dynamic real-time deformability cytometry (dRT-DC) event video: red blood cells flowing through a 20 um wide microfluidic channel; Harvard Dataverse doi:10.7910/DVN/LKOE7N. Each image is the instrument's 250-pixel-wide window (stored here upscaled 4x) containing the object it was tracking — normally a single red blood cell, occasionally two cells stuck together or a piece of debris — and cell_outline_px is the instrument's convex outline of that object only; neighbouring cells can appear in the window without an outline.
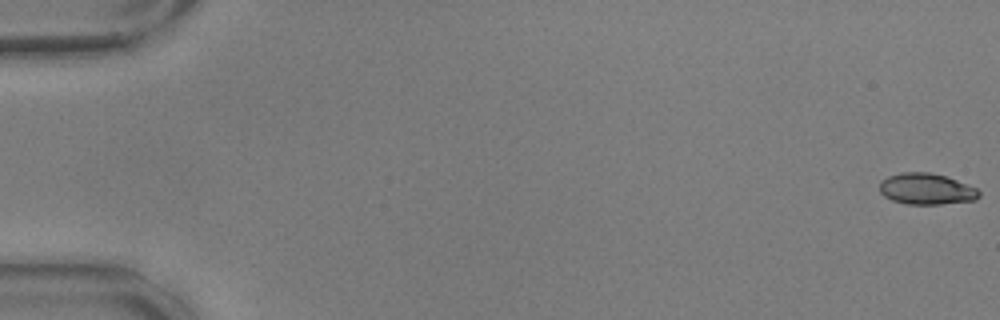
{"species": "common noctule bat (a hibernating species)", "species_latin": "Nyctalus noctula", "temperature_condition": "warm", "stored_images_in_passage": 16, "camera_frame_rate_fps": 3000, "um_per_image_px": 0.085, "animal": {"sex": "male", "body_mass_g": 17.9, "forearm_length_mm": 54.2}, "frame": {"image": 1, "passage_image": 1, "time_ms": 0.0, "image_size_px": [1000, 320], "cell_outline_px": [[980, 196], [976, 200], [940, 204], [908, 204], [892, 200], [884, 196], [880, 192], [880, 180], [888, 176], [904, 172], [932, 172], [948, 176], [976, 188], [980, 192]], "centroid_in_image_um": [78.75, 16.05], "position_along_channel_um": 6.2, "area_um2": 18.21}}
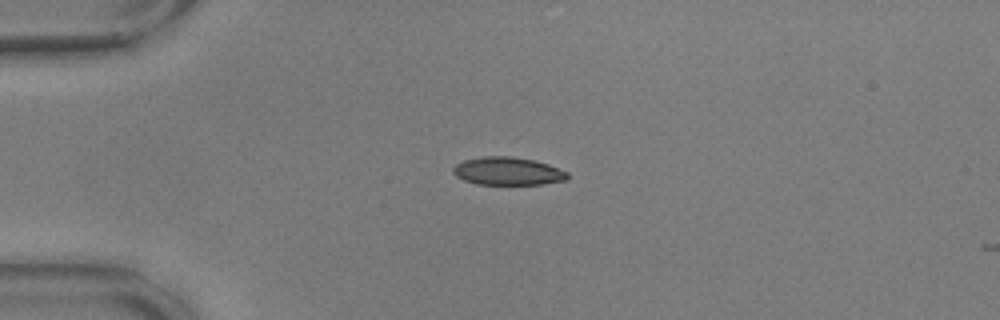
{"frame": {"image": 2, "passage_image": 15, "time_ms": 4.667, "image_size_px": [1000, 320], "cell_outline_px": [[568, 180], [544, 184], [476, 184], [464, 180], [456, 176], [452, 172], [452, 168], [456, 164], [464, 160], [480, 156], [512, 156], [532, 160], [548, 164], [568, 172]], "centroid_in_image_um": [43.15, 14.55], "position_along_channel_um": 41.9, "area_um2": 18.73}}